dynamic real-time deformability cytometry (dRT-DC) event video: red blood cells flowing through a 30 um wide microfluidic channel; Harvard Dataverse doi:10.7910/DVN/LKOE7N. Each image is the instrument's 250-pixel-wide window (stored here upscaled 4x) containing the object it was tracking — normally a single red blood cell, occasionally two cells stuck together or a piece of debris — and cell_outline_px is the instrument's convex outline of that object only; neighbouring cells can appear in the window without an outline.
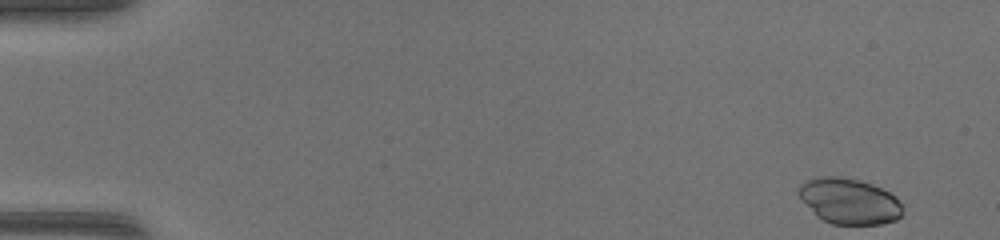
{"species": "common noctule bat (a hibernating species)", "species_latin": "Nyctalus noctula", "temperature_condition": "warm", "stored_images_in_passage": 46, "camera_frame_rate_fps": 3000, "um_per_image_px": 0.085, "animal": {"sex": "female", "body_mass_g": 17.0, "forearm_length_mm": 48.0}, "frame": {"image": 1, "passage_image": 1, "time_ms": 0.0, "image_size_px": [1000, 240], "cell_outline_px": [[904, 212], [896, 220], [880, 224], [832, 224], [816, 216], [800, 200], [796, 192], [796, 188], [804, 180], [816, 176], [840, 176], [860, 180], [872, 184], [896, 196]], "centroid_in_image_um": [72.12, 17.08], "position_along_channel_um": 12.9, "area_um2": 28.15}}
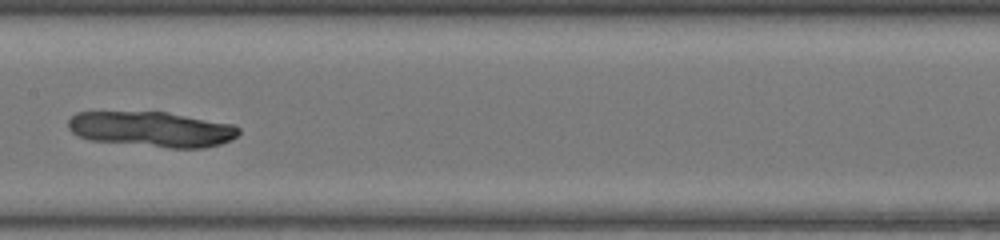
{"frame": {"image": 2, "passage_image": 24, "time_ms": 7.667, "image_size_px": [1000, 240], "cell_outline_px": [[240, 132], [232, 140], [220, 144], [204, 148], [168, 148], [88, 140], [72, 132], [68, 128], [68, 120], [76, 112], [168, 112], [232, 124], [240, 128]], "centroid_in_image_um": [12.91, 10.99], "position_along_channel_um": 194.5, "area_um2": 35.26}}
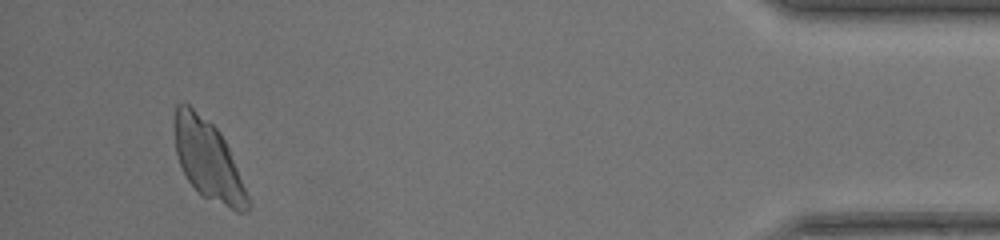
{"frame": {"image": 3, "passage_image": 44, "time_ms": 14.333, "image_size_px": [1000, 240], "cell_outline_px": [[248, 212], [236, 212], [204, 196], [188, 180], [180, 164], [176, 152], [176, 104], [184, 100], [212, 124], [220, 132], [228, 148], [248, 196]], "centroid_in_image_um": [17.68, 13.58], "position_along_channel_um": 417.5, "area_um2": 32.89}}